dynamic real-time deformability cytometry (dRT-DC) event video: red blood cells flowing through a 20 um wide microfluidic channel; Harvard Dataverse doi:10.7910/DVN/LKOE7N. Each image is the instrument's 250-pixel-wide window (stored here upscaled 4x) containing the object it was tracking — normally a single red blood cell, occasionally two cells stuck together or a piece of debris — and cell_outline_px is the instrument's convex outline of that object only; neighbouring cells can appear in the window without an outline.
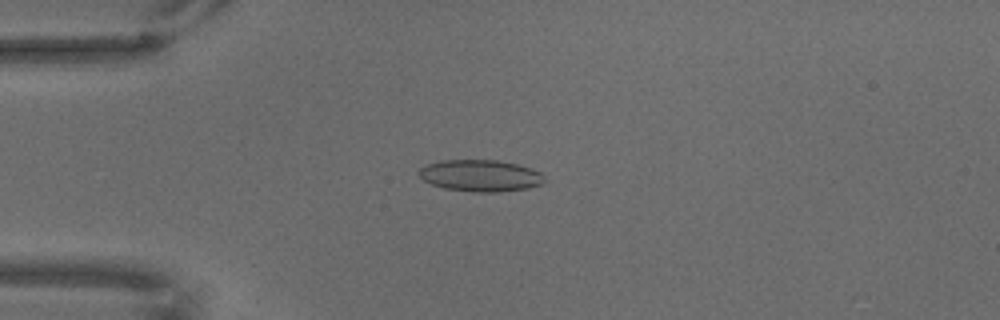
{"species": "common noctule bat (a hibernating species)", "species_latin": "Nyctalus noctula", "temperature_condition": "warm", "stored_images_in_passage": 57, "camera_frame_rate_fps": 3000, "um_per_image_px": 0.085, "animal": {"sex": "male", "body_mass_g": 18.8}, "frame": {"image": 1, "passage_image": 17, "time_ms": 5.333, "image_size_px": [1000, 320], "cell_outline_px": [[548, 180], [540, 184], [528, 188], [496, 192], [472, 192], [444, 188], [432, 184], [424, 180], [416, 172], [424, 164], [440, 160], [496, 160], [516, 164], [532, 168], [540, 172]], "centroid_in_image_um": [40.82, 14.92], "position_along_channel_um": 44.2, "area_um2": 23.35}}
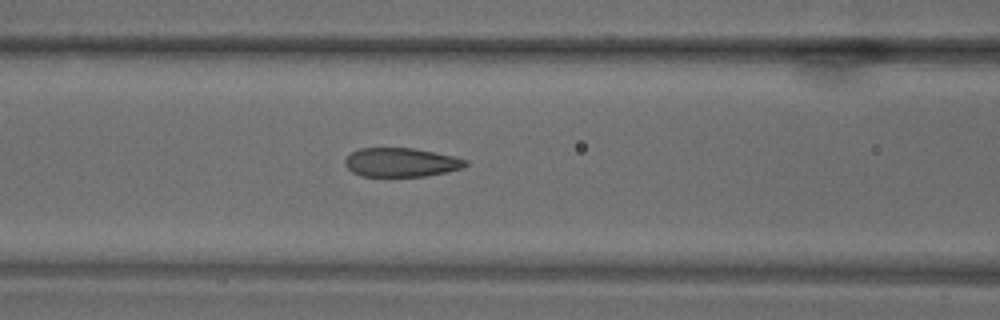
{"frame": {"image": 2, "passage_image": 28, "time_ms": 9.0, "image_size_px": [1000, 320], "cell_outline_px": [[468, 164], [464, 168], [448, 172], [424, 176], [360, 176], [352, 172], [344, 164], [344, 160], [352, 152], [360, 148], [412, 148], [456, 156], [468, 160]], "centroid_in_image_um": [34.13, 13.8], "position_along_channel_um": 132.5, "area_um2": 20.46}}
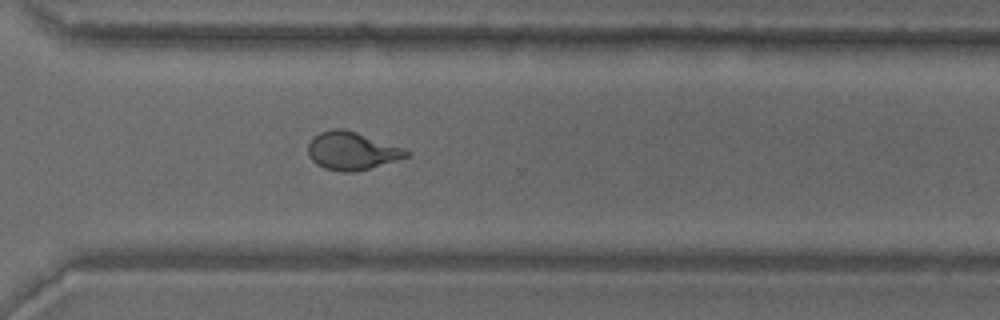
{"frame": {"image": 3, "passage_image": 49, "time_ms": 16.0, "image_size_px": [1000, 320], "cell_outline_px": [[412, 152], [408, 156], [396, 160], [368, 168], [352, 172], [340, 172], [324, 168], [316, 164], [312, 160], [308, 152], [308, 144], [312, 136], [320, 132], [332, 128], [340, 128], [356, 132], [404, 148]], "centroid_in_image_um": [29.87, 12.81], "position_along_channel_um": 340.7, "area_um2": 21.62}}